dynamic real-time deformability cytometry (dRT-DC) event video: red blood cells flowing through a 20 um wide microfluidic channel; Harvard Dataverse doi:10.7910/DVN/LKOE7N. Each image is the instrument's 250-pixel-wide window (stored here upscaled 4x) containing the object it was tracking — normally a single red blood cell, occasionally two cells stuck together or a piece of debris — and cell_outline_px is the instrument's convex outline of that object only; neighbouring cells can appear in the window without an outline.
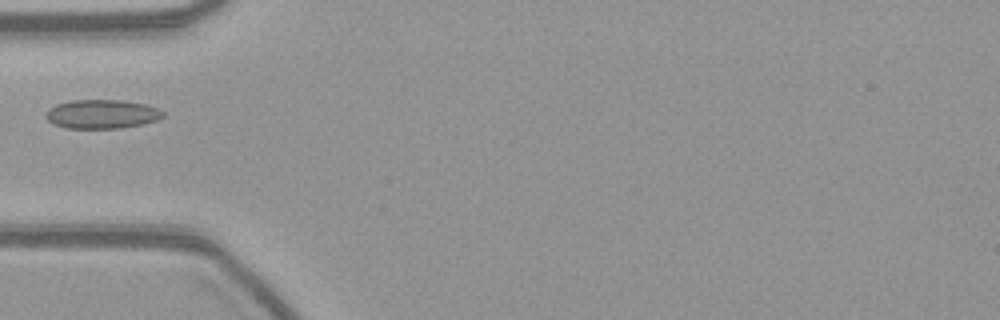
{"species": "common noctule bat (a hibernating species)", "species_latin": "Nyctalus noctula", "temperature_condition": "warm", "stored_images_in_passage": 32, "camera_frame_rate_fps": 3000, "um_per_image_px": 0.085, "animal": {"sex": "female", "body_mass_g": 21.9}, "frame": {"image": 1, "passage_image": 1, "time_ms": 0.0, "image_size_px": [1000, 320], "cell_outline_px": [[164, 116], [156, 120], [144, 124], [120, 128], [64, 128], [52, 124], [44, 116], [44, 112], [48, 108], [56, 104], [72, 100], [124, 100], [144, 104], [160, 108], [164, 112]], "centroid_in_image_um": [8.63, 9.7], "position_along_channel_um": 76.4, "area_um2": 20.06}}
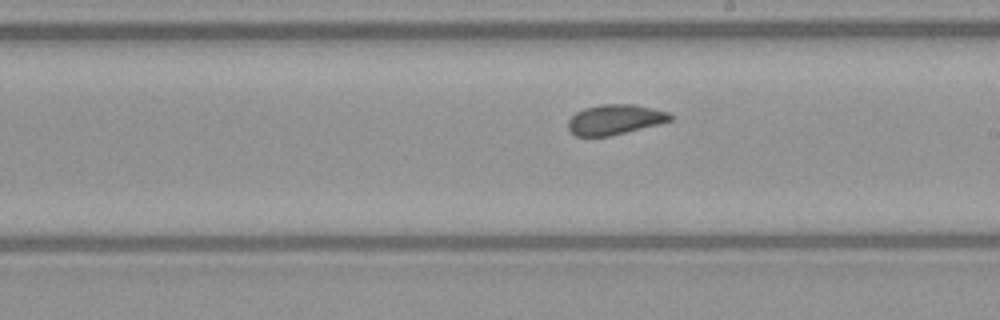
{"frame": {"image": 2, "passage_image": 14, "time_ms": 4.333, "image_size_px": [1000, 320], "cell_outline_px": [[672, 120], [608, 136], [576, 136], [568, 128], [568, 120], [576, 112], [584, 108], [600, 104], [632, 104], [652, 108], [668, 112], [672, 116]], "centroid_in_image_um": [52.23, 10.14], "position_along_channel_um": 236.8, "area_um2": 17.57}}
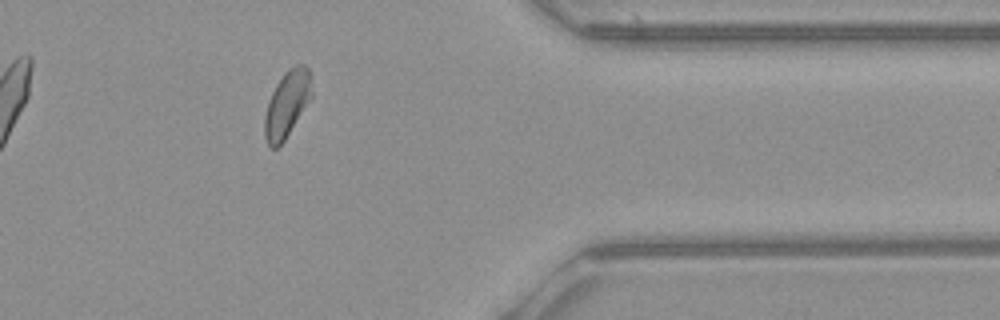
{"frame": {"image": 3, "passage_image": 28, "time_ms": 9.0, "image_size_px": [1000, 320], "cell_outline_px": [[312, 96], [284, 140], [276, 148], [272, 148], [268, 144], [264, 136], [264, 120], [268, 100], [276, 84], [288, 68], [296, 64], [304, 64], [308, 68], [312, 76]], "centroid_in_image_um": [24.4, 8.79], "position_along_channel_um": 387.0, "area_um2": 18.15}}